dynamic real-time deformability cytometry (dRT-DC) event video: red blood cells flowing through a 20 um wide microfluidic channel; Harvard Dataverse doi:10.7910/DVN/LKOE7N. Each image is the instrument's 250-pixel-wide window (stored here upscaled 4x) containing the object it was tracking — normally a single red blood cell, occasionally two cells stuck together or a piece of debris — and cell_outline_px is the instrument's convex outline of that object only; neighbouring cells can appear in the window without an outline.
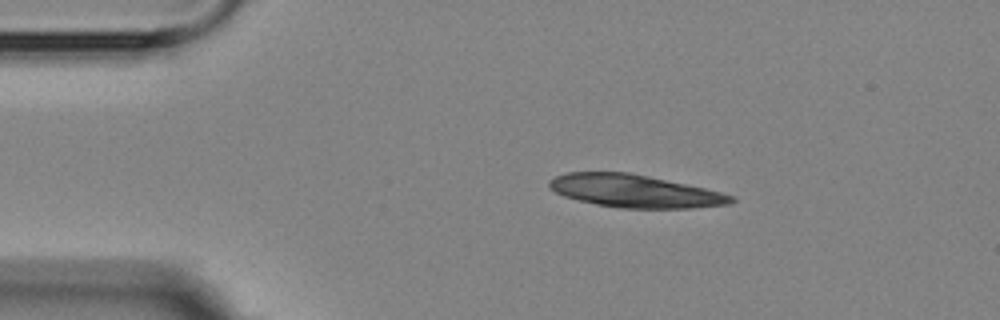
{"species": "Egyptian fruit bat (a non-hibernating species)", "species_latin": "Rousettus aegyptiacus", "temperature_condition": "room temperature", "stored_images_in_passage": 12, "camera_frame_rate_fps": 3000, "um_per_image_px": 0.085, "animal": {"sex": "female"}, "frame": {"image": 1, "passage_image": 1, "time_ms": 0.0, "image_size_px": [1000, 320], "cell_outline_px": [[736, 200], [728, 204], [692, 208], [620, 208], [596, 204], [564, 196], [548, 188], [548, 180], [556, 176], [568, 172], [632, 172], [704, 188], [736, 196]], "centroid_in_image_um": [53.95, 16.23], "position_along_channel_um": 31.1, "area_um2": 34.68}}
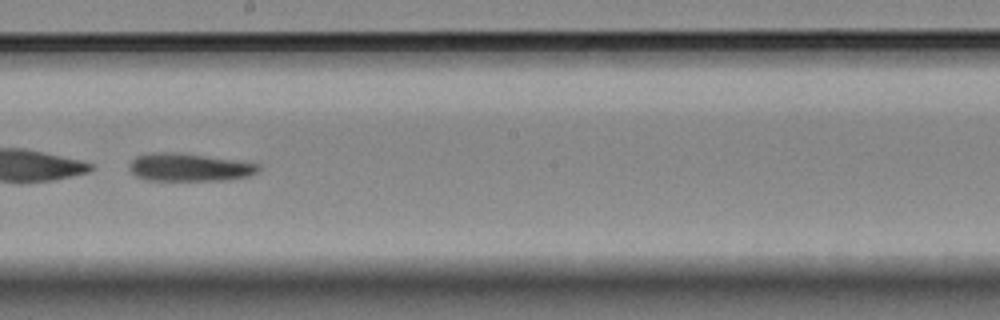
{"frame": {"image": 2, "passage_image": 7, "time_ms": 7.0, "image_size_px": [1000, 320], "cell_outline_px": [[260, 168], [256, 172], [248, 176], [224, 180], [148, 180], [136, 176], [128, 168], [128, 164], [136, 156], [152, 152], [176, 152], [260, 164]], "centroid_in_image_um": [16.02, 14.22], "position_along_channel_um": 232.2, "area_um2": 20.75}}
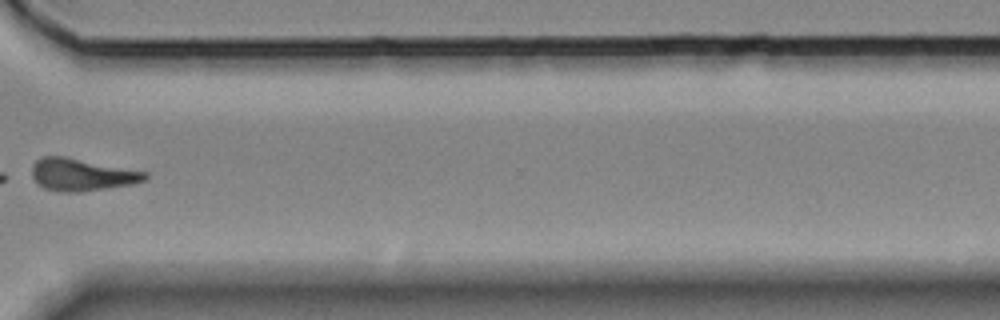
{"frame": {"image": 3, "passage_image": 10, "time_ms": 10.667, "image_size_px": [1000, 320], "cell_outline_px": [[148, 180], [132, 184], [80, 192], [64, 192], [44, 188], [32, 176], [32, 164], [40, 156], [64, 156], [148, 172]], "centroid_in_image_um": [6.97, 14.84], "position_along_channel_um": 363.6, "area_um2": 21.27}, "authors_computed_cell_mechanics": {"area_um2": 22.2819, "velocity_mm_per_s": 3.5714, "shape_relaxation_time_tau1_ms": 1.5265, "shape_relaxation_time_tau2_ms": null, "deformation_change_tau1": 0.1907, "deformation_change_tau2": null}}